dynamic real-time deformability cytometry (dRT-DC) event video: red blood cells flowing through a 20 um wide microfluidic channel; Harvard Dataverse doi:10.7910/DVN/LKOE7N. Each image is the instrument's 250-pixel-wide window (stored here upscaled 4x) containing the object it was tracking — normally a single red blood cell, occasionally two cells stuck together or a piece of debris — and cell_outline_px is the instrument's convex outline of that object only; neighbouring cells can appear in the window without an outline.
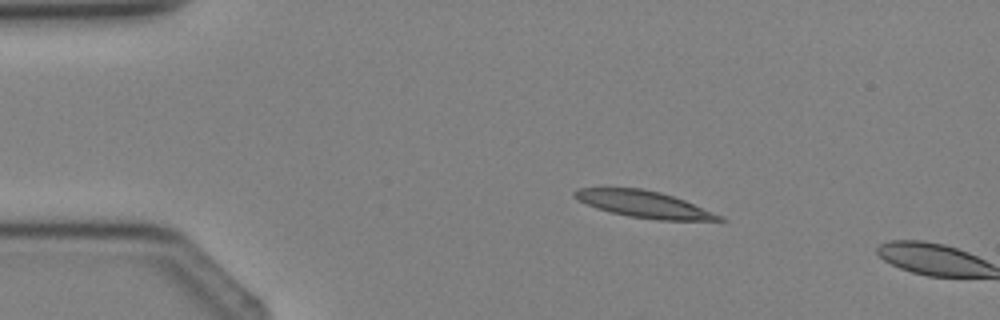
{"species": "Egyptian fruit bat (a non-hibernating species)", "species_latin": "Rousettus aegyptiacus", "temperature_condition": "cold", "stored_images_in_passage": 3, "camera_frame_rate_fps": 3000, "um_per_image_px": 0.085, "animal": {"sex": "female"}, "frame": {"image": 1, "passage_image": 1, "time_ms": 0.0, "image_size_px": [1000, 320], "cell_outline_px": [[728, 220], [656, 220], [628, 216], [596, 208], [572, 196], [572, 192], [576, 188], [640, 188], [660, 192], [684, 200], [724, 216]], "centroid_in_image_um": [54.74, 17.36], "position_along_channel_um": 30.3, "area_um2": 22.31}}